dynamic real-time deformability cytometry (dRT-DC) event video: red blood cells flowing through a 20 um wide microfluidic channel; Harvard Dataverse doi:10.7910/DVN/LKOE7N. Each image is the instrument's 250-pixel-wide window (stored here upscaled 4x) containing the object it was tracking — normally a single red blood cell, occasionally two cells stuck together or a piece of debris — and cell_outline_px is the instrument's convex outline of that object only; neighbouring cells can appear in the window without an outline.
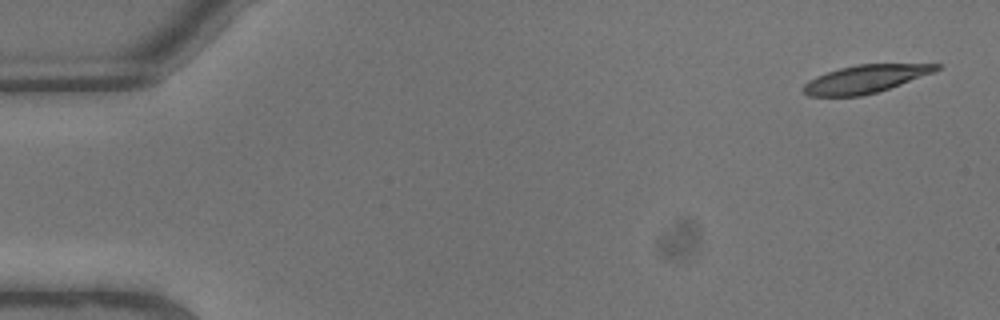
{"species": "common noctule bat (a hibernating species)", "species_latin": "Nyctalus noctula", "temperature_condition": "warm", "stored_images_in_passage": 6, "camera_frame_rate_fps": 3000, "um_per_image_px": 0.085, "animal": {"sex": "male", "body_mass_g": 13.3}, "frame": {"image": 1, "passage_image": 1, "time_ms": 0.0, "image_size_px": [1000, 320], "cell_outline_px": [[940, 68], [932, 72], [900, 84], [876, 92], [860, 96], [808, 96], [804, 92], [804, 84], [808, 80], [816, 76], [840, 68], [856, 64], [940, 64]], "centroid_in_image_um": [73.5, 6.71], "position_along_channel_um": 11.5, "area_um2": 21.15}}